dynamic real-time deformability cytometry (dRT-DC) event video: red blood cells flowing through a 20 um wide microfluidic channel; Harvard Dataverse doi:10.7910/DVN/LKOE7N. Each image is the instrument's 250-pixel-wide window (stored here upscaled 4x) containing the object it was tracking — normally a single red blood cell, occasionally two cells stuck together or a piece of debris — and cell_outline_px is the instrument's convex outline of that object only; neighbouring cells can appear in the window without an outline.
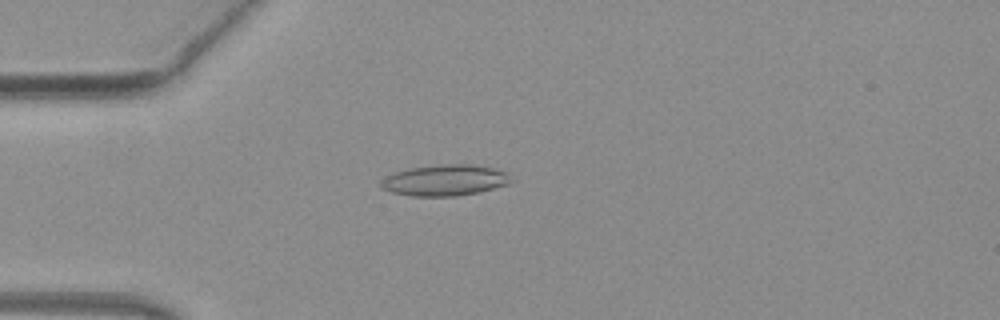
{"species": "common noctule bat (a hibernating species)", "species_latin": "Nyctalus noctula", "temperature_condition": "warm", "stored_images_in_passage": 50, "camera_frame_rate_fps": 3000, "um_per_image_px": 0.085, "animal": {"sex": "female", "body_mass_g": 19.3, "forearm_length_mm": 54.1}, "frame": {"image": 1, "passage_image": 14, "time_ms": 4.333, "image_size_px": [1000, 320], "cell_outline_px": [[512, 180], [508, 184], [480, 192], [456, 196], [412, 196], [392, 192], [380, 188], [380, 180], [396, 172], [408, 168], [440, 164], [468, 164], [492, 168], [508, 172]], "centroid_in_image_um": [37.81, 15.32], "position_along_channel_um": 47.2, "area_um2": 23.58}}
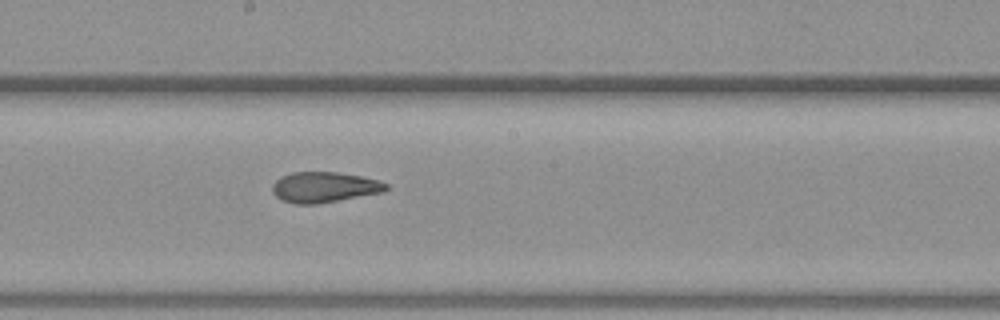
{"frame": {"image": 2, "passage_image": 28, "time_ms": 9.0, "image_size_px": [1000, 320], "cell_outline_px": [[388, 188], [384, 192], [316, 204], [296, 204], [280, 200], [272, 192], [272, 184], [280, 176], [292, 172], [336, 172], [360, 176], [376, 180], [388, 184]], "centroid_in_image_um": [27.52, 15.91], "position_along_channel_um": 220.7, "area_um2": 20.23}}
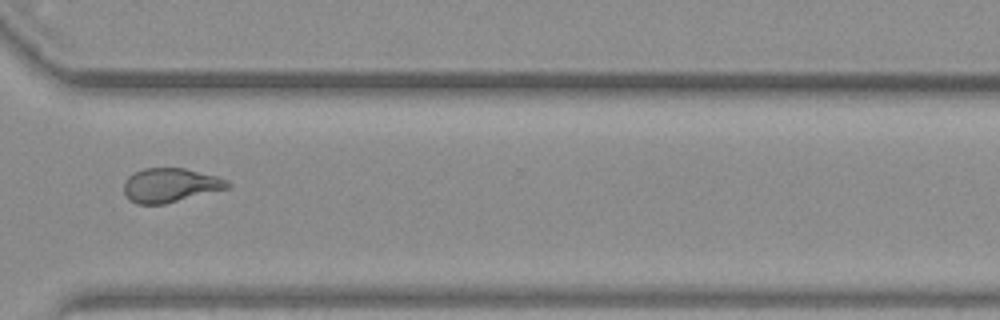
{"frame": {"image": 3, "passage_image": 38, "time_ms": 12.333, "image_size_px": [1000, 320], "cell_outline_px": [[232, 184], [228, 188], [164, 204], [136, 204], [128, 200], [124, 192], [124, 180], [128, 176], [144, 168], [184, 168], [216, 176], [228, 180]], "centroid_in_image_um": [14.45, 15.74], "position_along_channel_um": 356.2, "area_um2": 20.58}, "authors_computed_cell_mechanics": {"area_um2": 21.2704, "velocity_mm_per_s": 4.0646, "shape_relaxation_time_tau1_ms": 6.773, "shape_relaxation_time_tau2_ms": 2.0116, "deformation_change_tau1": 0.1972, "deformation_change_tau2": 0.102}}